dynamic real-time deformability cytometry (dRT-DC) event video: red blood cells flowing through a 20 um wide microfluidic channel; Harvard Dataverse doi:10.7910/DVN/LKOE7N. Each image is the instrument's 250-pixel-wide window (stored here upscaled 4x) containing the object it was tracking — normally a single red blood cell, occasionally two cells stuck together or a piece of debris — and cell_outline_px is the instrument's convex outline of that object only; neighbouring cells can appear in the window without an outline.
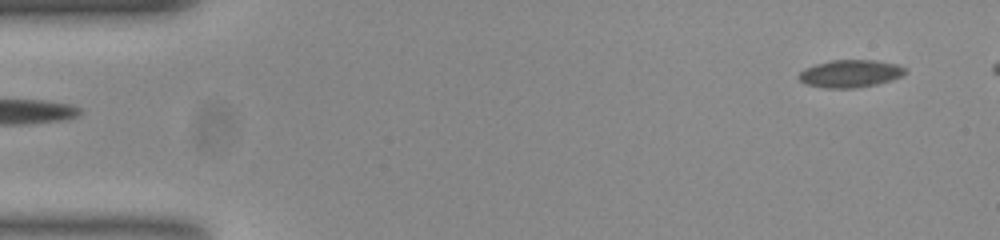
{"species": "common noctule bat (a hibernating species)", "species_latin": "Nyctalus noctula", "temperature_condition": "room temperature", "stored_images_in_passage": 51, "camera_frame_rate_fps": 3000, "um_per_image_px": 0.085, "animal": {"sex": "female", "body_mass_g": 23.0, "forearm_length_mm": 53.4}, "frame": {"image": 1, "passage_image": 1, "time_ms": 0.0, "image_size_px": [1000, 240], "cell_outline_px": [[908, 72], [900, 76], [876, 84], [856, 88], [824, 88], [808, 84], [800, 80], [796, 76], [804, 68], [816, 64], [832, 60], [876, 60], [896, 64], [904, 68]], "centroid_in_image_um": [72.24, 6.25], "position_along_channel_um": 12.8, "area_um2": 16.94}}
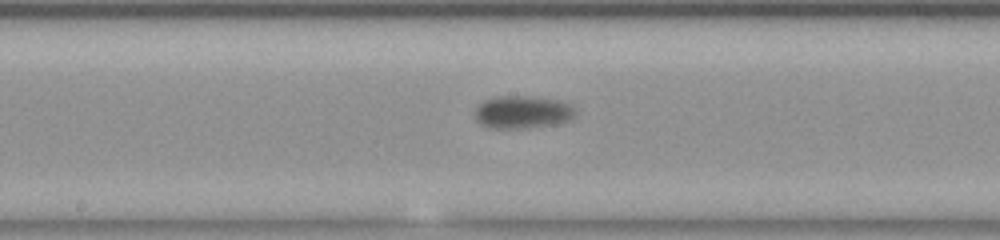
{"frame": {"image": 2, "passage_image": 26, "time_ms": 8.333, "image_size_px": [1000, 240], "cell_outline_px": [[576, 116], [568, 120], [552, 124], [512, 128], [492, 128], [484, 124], [476, 116], [476, 104], [492, 96], [532, 96], [560, 100], [572, 104], [576, 108]], "centroid_in_image_um": [44.46, 9.48], "position_along_channel_um": 203.7, "area_um2": 19.02}}
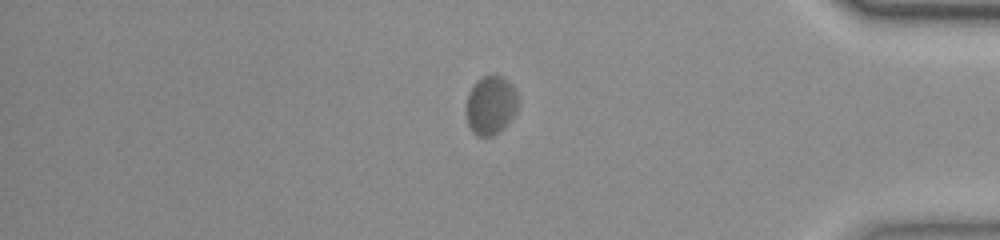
{"frame": {"image": 3, "passage_image": 44, "time_ms": 14.333, "image_size_px": [1000, 240], "cell_outline_px": [[520, 104], [516, 112], [504, 128], [492, 136], [476, 136], [472, 132], [468, 124], [468, 92], [472, 84], [476, 80], [484, 76], [504, 76], [516, 88], [520, 100]], "centroid_in_image_um": [41.77, 8.92], "position_along_channel_um": 393.4, "area_um2": 18.03}}